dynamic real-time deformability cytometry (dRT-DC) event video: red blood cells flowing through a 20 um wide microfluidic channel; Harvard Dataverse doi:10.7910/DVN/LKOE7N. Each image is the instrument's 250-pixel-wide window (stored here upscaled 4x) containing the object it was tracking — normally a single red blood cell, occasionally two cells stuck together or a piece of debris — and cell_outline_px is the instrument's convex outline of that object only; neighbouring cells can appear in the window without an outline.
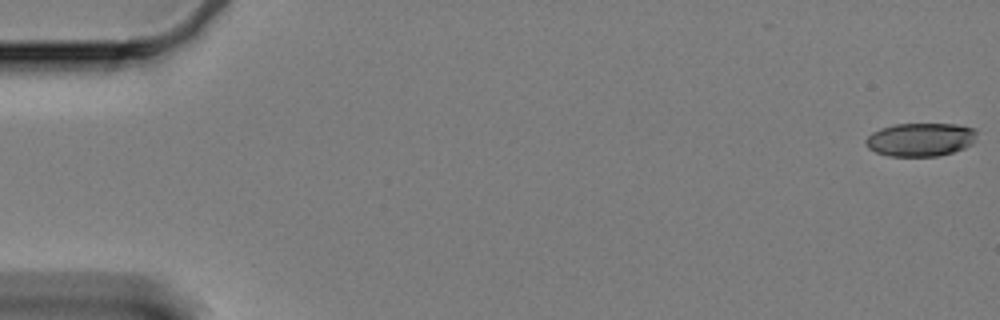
{"species": "Egyptian fruit bat (a non-hibernating species)", "species_latin": "Rousettus aegyptiacus", "temperature_condition": "cold", "stored_images_in_passage": 10, "camera_frame_rate_fps": 3000, "um_per_image_px": 0.085, "animal": {"sex": "female"}, "frame": {"image": 1, "passage_image": 1, "time_ms": 0.0, "image_size_px": [1000, 320], "cell_outline_px": [[976, 140], [972, 144], [964, 148], [952, 152], [936, 156], [888, 156], [876, 152], [868, 148], [864, 144], [864, 140], [872, 132], [880, 128], [896, 124], [956, 124], [976, 128]], "centroid_in_image_um": [78.23, 11.86], "position_along_channel_um": 6.8, "area_um2": 21.79}}